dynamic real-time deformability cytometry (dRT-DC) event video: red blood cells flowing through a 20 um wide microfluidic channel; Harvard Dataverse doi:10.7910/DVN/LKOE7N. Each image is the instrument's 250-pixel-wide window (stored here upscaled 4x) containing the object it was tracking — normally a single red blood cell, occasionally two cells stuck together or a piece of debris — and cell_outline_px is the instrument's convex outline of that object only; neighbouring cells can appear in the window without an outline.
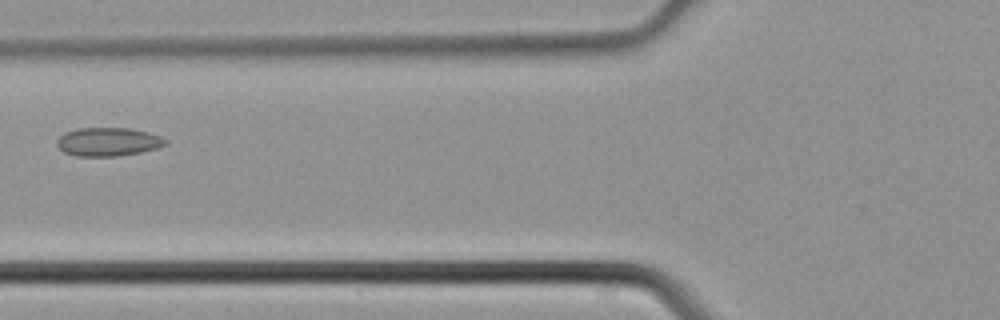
{"species": "common noctule bat (a hibernating species)", "species_latin": "Nyctalus noctula", "temperature_condition": "cold", "stored_images_in_passage": 5, "camera_frame_rate_fps": 3000, "um_per_image_px": 0.085, "animal": {"sex": "male", "body_mass_g": 21.5, "forearm_length_mm": 52.0}, "frame": {"image": 1, "passage_image": 5, "time_ms": 1.333, "image_size_px": [1000, 320], "cell_outline_px": [[168, 144], [156, 148], [140, 152], [116, 156], [76, 156], [64, 152], [56, 144], [56, 140], [64, 132], [76, 128], [132, 128], [148, 132], [160, 136], [168, 140]], "centroid_in_image_um": [9.18, 12.04], "position_along_channel_um": 116.6, "area_um2": 18.15}}